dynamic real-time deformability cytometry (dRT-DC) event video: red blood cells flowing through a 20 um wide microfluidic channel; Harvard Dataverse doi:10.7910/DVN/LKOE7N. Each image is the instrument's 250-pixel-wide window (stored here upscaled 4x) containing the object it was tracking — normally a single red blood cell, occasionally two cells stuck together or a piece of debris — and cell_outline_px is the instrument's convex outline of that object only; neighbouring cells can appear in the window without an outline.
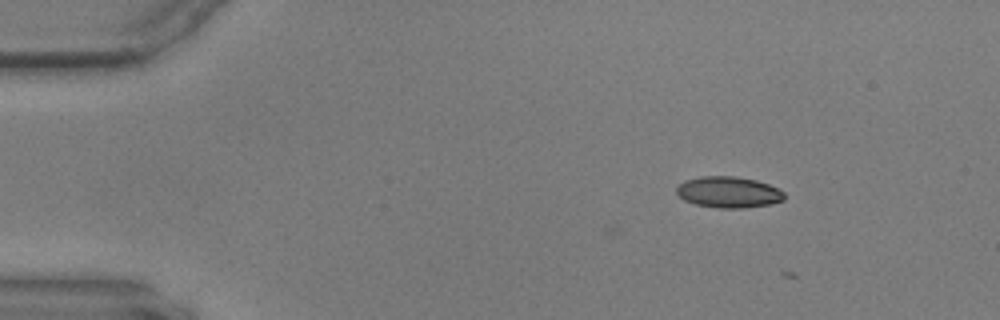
{"species": "common noctule bat (a hibernating species)", "species_latin": "Nyctalus noctula", "temperature_condition": "warm", "stored_images_in_passage": 6, "camera_frame_rate_fps": 3000, "um_per_image_px": 0.085, "animal": {"sex": "male", "body_mass_g": 17.9, "forearm_length_mm": 54.2}, "frame": {"image": 1, "passage_image": 6, "time_ms": 1.667, "image_size_px": [1000, 320], "cell_outline_px": [[784, 200], [768, 204], [744, 208], [720, 208], [696, 204], [684, 200], [676, 192], [676, 188], [684, 180], [700, 176], [736, 176], [756, 180], [768, 184], [784, 192]], "centroid_in_image_um": [61.91, 16.32], "position_along_channel_um": 23.1, "area_um2": 19.48}}